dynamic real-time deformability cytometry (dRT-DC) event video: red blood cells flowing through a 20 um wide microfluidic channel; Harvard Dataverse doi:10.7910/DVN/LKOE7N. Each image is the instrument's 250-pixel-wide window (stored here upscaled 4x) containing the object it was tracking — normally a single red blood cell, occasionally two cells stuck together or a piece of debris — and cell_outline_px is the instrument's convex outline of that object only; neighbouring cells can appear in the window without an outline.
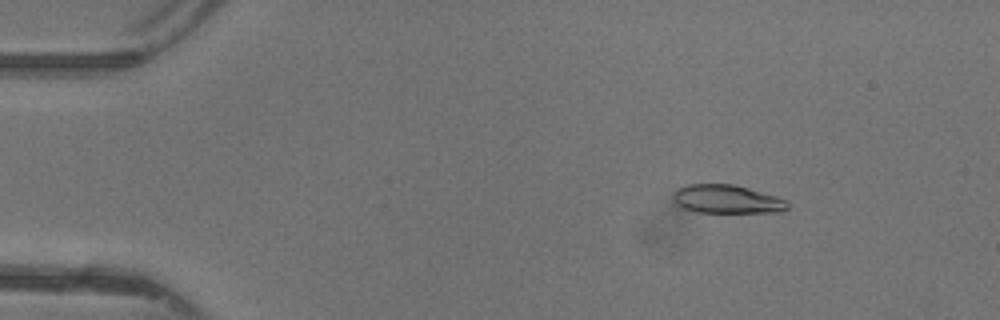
{"species": "common noctule bat (a hibernating species)", "species_latin": "Nyctalus noctula", "temperature_condition": "warm", "stored_images_in_passage": 47, "camera_frame_rate_fps": 3000, "um_per_image_px": 0.085, "animal": {"sex": "female"}, "frame": {"image": 1, "passage_image": 7, "time_ms": 2.0, "image_size_px": [1000, 320], "cell_outline_px": [[788, 208], [784, 212], [696, 212], [684, 208], [676, 204], [672, 196], [676, 188], [688, 184], [732, 184], [748, 188], [776, 196], [784, 200], [788, 204]], "centroid_in_image_um": [61.76, 16.93], "position_along_channel_um": 23.2, "area_um2": 18.96}}
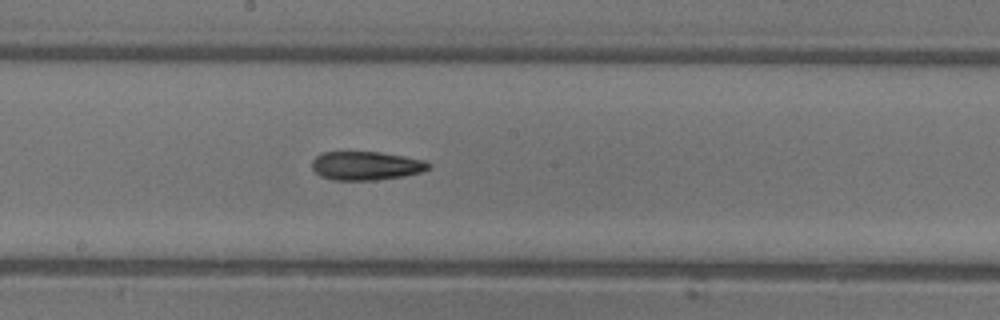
{"frame": {"image": 2, "passage_image": 26, "time_ms": 8.333, "image_size_px": [1000, 320], "cell_outline_px": [[432, 164], [428, 168], [420, 172], [404, 176], [376, 180], [332, 180], [320, 176], [312, 168], [312, 160], [320, 152], [380, 152], [404, 156], [424, 160]], "centroid_in_image_um": [31.09, 14.09], "position_along_channel_um": 217.1, "area_um2": 19.54}}
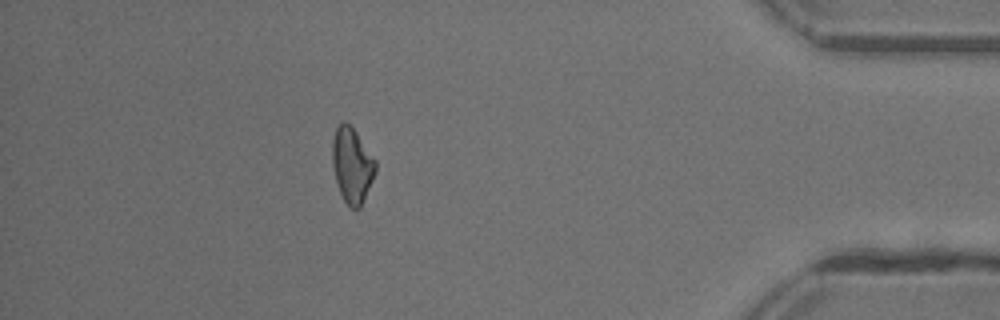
{"frame": {"image": 3, "passage_image": 42, "time_ms": 13.667, "image_size_px": [1000, 320], "cell_outline_px": [[376, 172], [360, 208], [352, 208], [344, 200], [340, 192], [336, 180], [332, 164], [332, 140], [336, 128], [344, 120], [356, 132], [376, 160]], "centroid_in_image_um": [29.92, 14.03], "position_along_channel_um": 405.3, "area_um2": 18.73}, "authors_computed_cell_mechanics": {"area_um2": 19.5942, "velocity_mm_per_s": 4.4209, "shape_relaxation_time_tau1_ms": null, "shape_relaxation_time_tau2_ms": 5.2782, "deformation_change_tau1": null, "deformation_change_tau2": 0.1526}}